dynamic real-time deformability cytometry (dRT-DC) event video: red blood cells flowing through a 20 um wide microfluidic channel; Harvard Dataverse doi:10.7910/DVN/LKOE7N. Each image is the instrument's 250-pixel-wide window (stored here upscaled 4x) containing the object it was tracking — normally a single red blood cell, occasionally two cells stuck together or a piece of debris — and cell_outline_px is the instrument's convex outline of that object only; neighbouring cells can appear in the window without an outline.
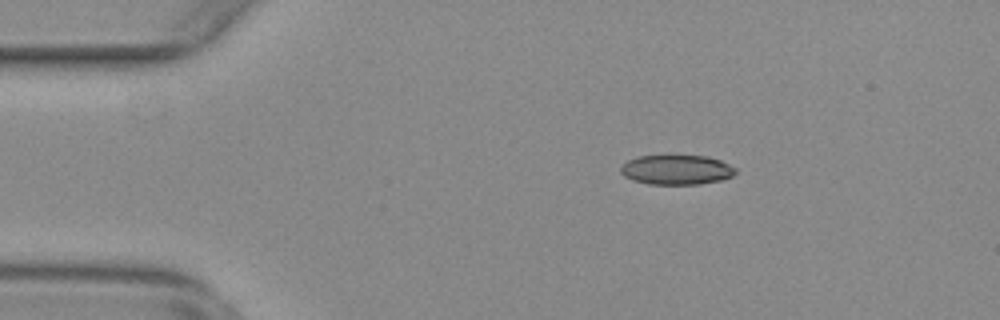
{"species": "common noctule bat (a hibernating species)", "species_latin": "Nyctalus noctula", "temperature_condition": "warm", "stored_images_in_passage": 55, "camera_frame_rate_fps": 3000, "um_per_image_px": 0.085, "animal": {"sex": "female", "body_mass_g": 29.2, "forearm_length_mm": 56.3}, "frame": {"image": 1, "passage_image": 10, "time_ms": 3.0, "image_size_px": [1000, 320], "cell_outline_px": [[736, 172], [732, 176], [720, 180], [700, 184], [648, 184], [632, 180], [624, 176], [620, 172], [620, 168], [628, 160], [636, 156], [708, 156], [720, 160], [736, 168]], "centroid_in_image_um": [57.49, 14.43], "position_along_channel_um": 27.5, "area_um2": 19.83}}
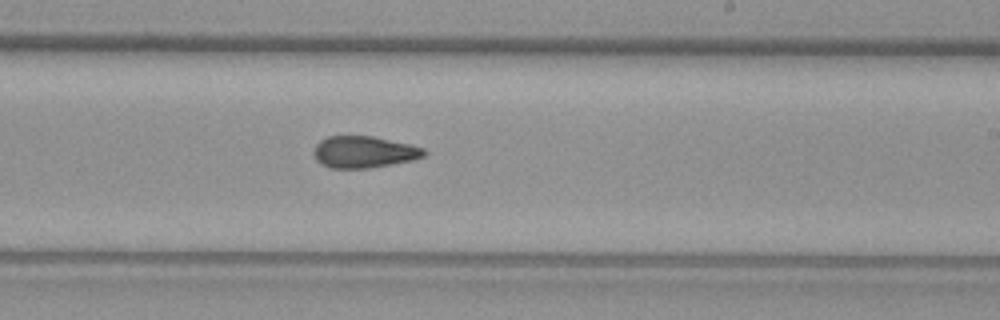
{"frame": {"image": 2, "passage_image": 33, "time_ms": 10.667, "image_size_px": [1000, 320], "cell_outline_px": [[428, 152], [424, 156], [412, 160], [368, 168], [328, 168], [320, 164], [316, 160], [312, 152], [316, 144], [320, 140], [328, 136], [372, 136], [408, 144], [424, 148]], "centroid_in_image_um": [30.89, 12.92], "position_along_channel_um": 258.1, "area_um2": 20.4}}
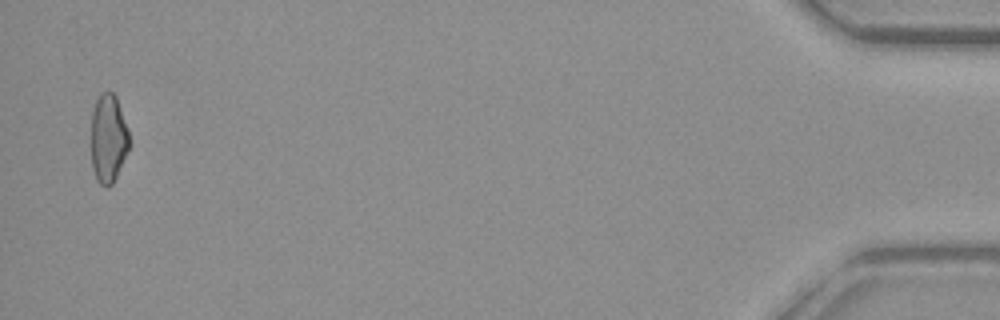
{"frame": {"image": 3, "passage_image": 54, "time_ms": 17.667, "image_size_px": [1000, 320], "cell_outline_px": [[132, 144], [112, 184], [108, 188], [100, 184], [96, 180], [92, 168], [92, 112], [96, 100], [100, 92], [112, 92], [116, 96], [128, 128]], "centroid_in_image_um": [9.23, 11.78], "position_along_channel_um": 426.0, "area_um2": 19.94}, "authors_computed_cell_mechanics": {"area_um2": 20.3456, "velocity_mm_per_s": 3.7781, "shape_relaxation_time_tau1_ms": null, "shape_relaxation_time_tau2_ms": 2.576, "deformation_change_tau1": null, "deformation_change_tau2": 0.0932}}